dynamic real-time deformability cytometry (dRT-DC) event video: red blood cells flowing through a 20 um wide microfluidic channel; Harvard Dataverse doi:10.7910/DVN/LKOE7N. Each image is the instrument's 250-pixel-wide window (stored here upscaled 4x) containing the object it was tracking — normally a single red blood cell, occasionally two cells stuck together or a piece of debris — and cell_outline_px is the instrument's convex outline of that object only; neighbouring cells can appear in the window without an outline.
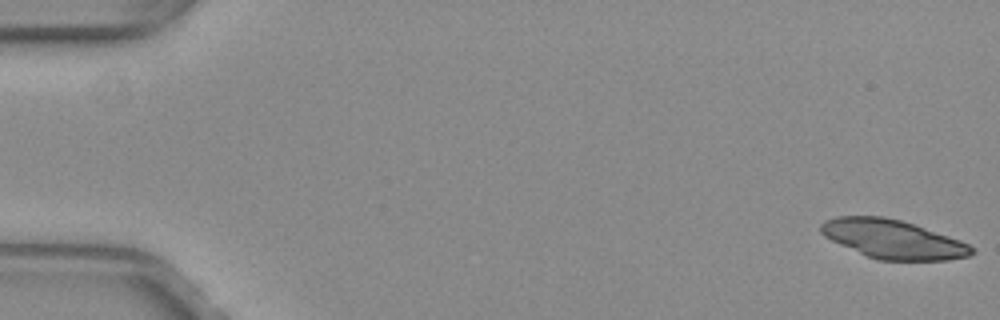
{"species": "common noctule bat (a hibernating species)", "species_latin": "Nyctalus noctula", "temperature_condition": "warm", "stored_images_in_passage": 7, "camera_frame_rate_fps": 3000, "um_per_image_px": 0.085, "animal": {"sex": "female", "body_mass_g": 29.2, "forearm_length_mm": 56.3}, "frame": {"image": 1, "passage_image": 1, "time_ms": 0.0, "image_size_px": [1000, 320], "cell_outline_px": [[976, 252], [968, 256], [948, 260], [876, 260], [840, 244], [824, 236], [820, 232], [820, 224], [824, 220], [836, 216], [884, 216], [900, 220], [960, 240], [976, 248]], "centroid_in_image_um": [75.89, 20.33], "position_along_channel_um": 9.1, "area_um2": 33.93}}